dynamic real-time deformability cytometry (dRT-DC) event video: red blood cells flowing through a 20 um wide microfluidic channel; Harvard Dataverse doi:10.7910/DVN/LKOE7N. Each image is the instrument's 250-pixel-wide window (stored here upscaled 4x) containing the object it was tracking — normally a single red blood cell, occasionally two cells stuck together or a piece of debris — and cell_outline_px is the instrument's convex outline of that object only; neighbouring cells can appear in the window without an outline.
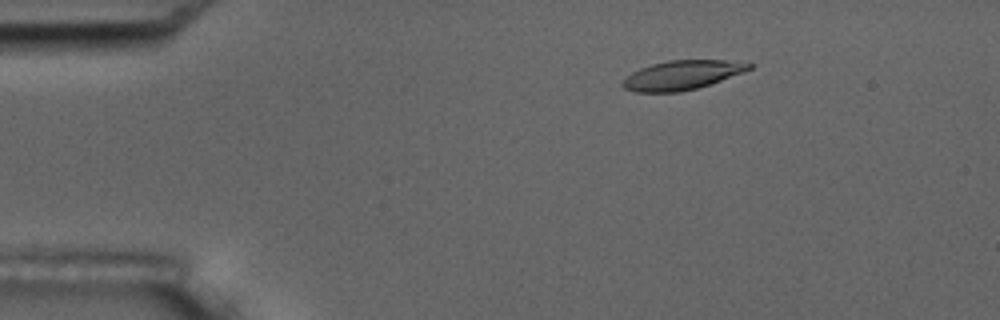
{"species": "common noctule bat (a hibernating species)", "species_latin": "Nyctalus noctula", "temperature_condition": "room temperature", "stored_images_in_passage": 3, "camera_frame_rate_fps": 3000, "um_per_image_px": 0.085, "animal": {"sex": "male", "body_mass_g": 17.5, "forearm_length_mm": 52.3}, "frame": {"image": 1, "passage_image": 1, "time_ms": 0.0, "image_size_px": [1000, 320], "cell_outline_px": [[756, 64], [752, 68], [744, 72], [696, 88], [680, 92], [636, 92], [624, 88], [620, 84], [624, 76], [640, 68], [652, 64], [668, 60], [724, 60]], "centroid_in_image_um": [57.93, 6.38], "position_along_channel_um": 27.1, "area_um2": 21.5}}